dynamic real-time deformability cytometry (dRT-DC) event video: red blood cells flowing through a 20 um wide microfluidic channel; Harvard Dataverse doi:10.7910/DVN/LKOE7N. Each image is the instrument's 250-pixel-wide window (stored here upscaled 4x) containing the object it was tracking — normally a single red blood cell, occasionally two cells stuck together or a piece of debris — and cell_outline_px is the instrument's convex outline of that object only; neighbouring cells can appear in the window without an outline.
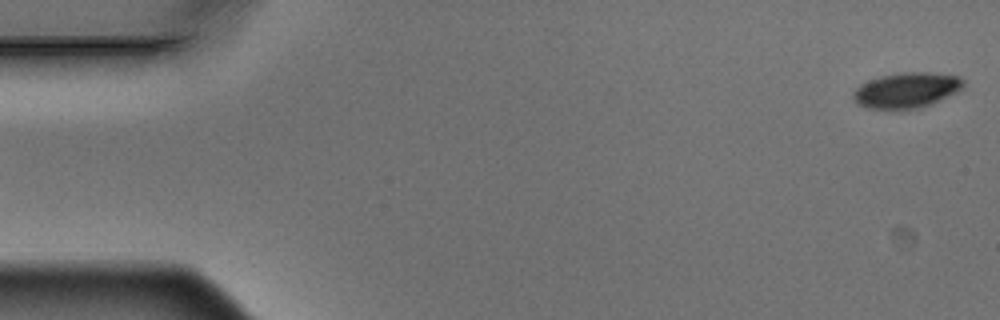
{"species": "Egyptian fruit bat (a non-hibernating species)", "species_latin": "Rousettus aegyptiacus", "temperature_condition": "warm", "stored_images_in_passage": 4, "segment_of_instrument_passage": [2, 2], "camera_frame_rate_fps": 3000, "um_per_image_px": 0.085, "animal": {"sex": "male"}, "frame": {"image": 1, "passage_image": 4, "time_ms": 1.0, "image_size_px": [1000, 320], "cell_outline_px": [[964, 84], [956, 92], [920, 108], [892, 112], [864, 108], [852, 96], [852, 92], [860, 84], [880, 76], [900, 72], [928, 72], [960, 76], [964, 80]], "centroid_in_image_um": [77.0, 7.7], "position_along_channel_um": 8.0, "area_um2": 23.18}}